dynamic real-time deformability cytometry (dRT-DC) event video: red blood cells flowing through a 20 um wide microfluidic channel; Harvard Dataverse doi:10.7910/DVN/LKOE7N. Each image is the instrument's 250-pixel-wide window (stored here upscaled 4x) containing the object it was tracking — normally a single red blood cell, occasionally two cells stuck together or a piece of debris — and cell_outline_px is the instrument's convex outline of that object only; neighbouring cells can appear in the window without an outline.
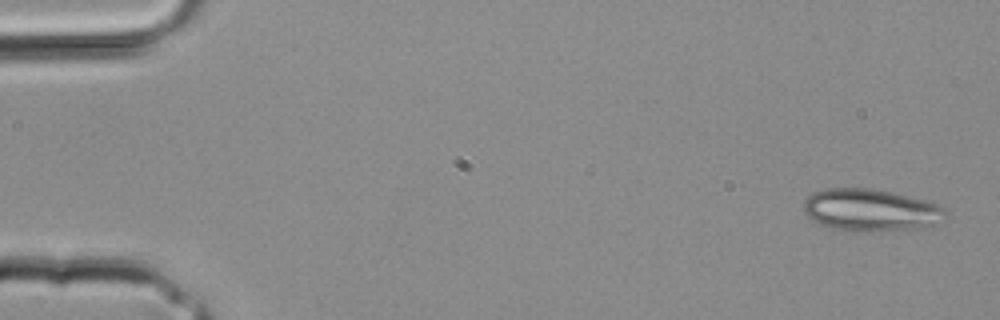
{"species": "common noctule bat (a hibernating species)", "species_latin": "Nyctalus noctula", "temperature_condition": "room temperature", "stored_images_in_passage": 4, "camera_frame_rate_fps": 3000, "um_per_image_px": 0.085, "animal": {"sex": "male", "body_mass_g": 20.4}, "frame": {"image": 1, "passage_image": 1, "time_ms": 0.0, "image_size_px": [1000, 320], "cell_outline_px": [[948, 216], [936, 224], [912, 228], [832, 228], [820, 224], [812, 220], [804, 212], [804, 200], [812, 192], [824, 188], [872, 188], [892, 192], [924, 200], [936, 204], [944, 208]], "centroid_in_image_um": [73.97, 17.78], "position_along_channel_um": 11.0, "area_um2": 33.64}}